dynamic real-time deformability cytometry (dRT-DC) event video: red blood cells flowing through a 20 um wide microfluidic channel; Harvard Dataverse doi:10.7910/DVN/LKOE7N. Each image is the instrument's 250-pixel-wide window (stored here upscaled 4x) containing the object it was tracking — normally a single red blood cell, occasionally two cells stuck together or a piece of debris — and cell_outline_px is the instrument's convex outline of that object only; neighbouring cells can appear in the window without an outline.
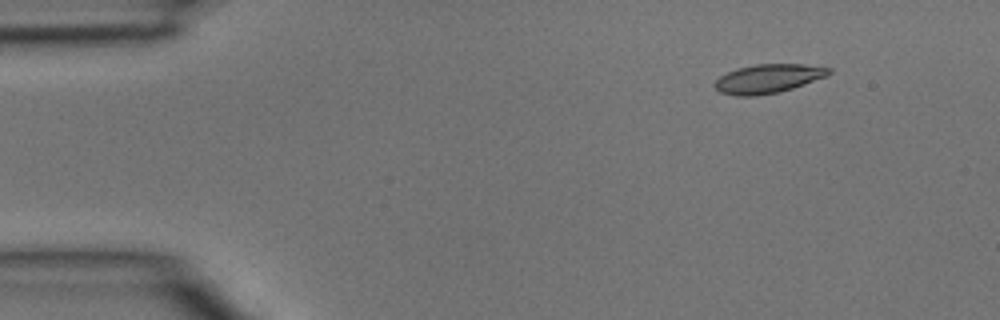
{"species": "common noctule bat (a hibernating species)", "species_latin": "Nyctalus noctula", "temperature_condition": "room temperature", "stored_images_in_passage": 41, "camera_frame_rate_fps": 3000, "um_per_image_px": 0.085, "animal": {"sex": "male", "body_mass_g": 15.6}, "frame": {"image": 1, "passage_image": 1, "time_ms": 0.0, "image_size_px": [1000, 320], "cell_outline_px": [[832, 72], [828, 76], [792, 88], [776, 92], [756, 96], [736, 96], [720, 92], [712, 84], [720, 76], [736, 68], [756, 64], [804, 64], [832, 68]], "centroid_in_image_um": [65.29, 6.68], "position_along_channel_um": 19.7, "area_um2": 19.25}}
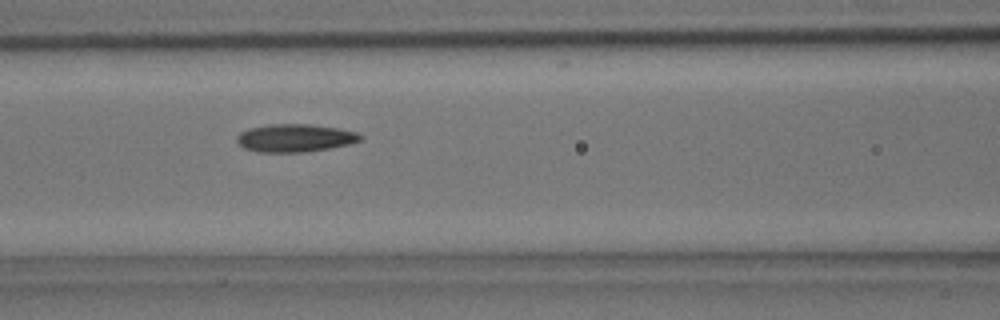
{"frame": {"image": 2, "passage_image": 15, "time_ms": 4.667, "image_size_px": [1000, 320], "cell_outline_px": [[364, 136], [360, 140], [348, 144], [332, 148], [304, 152], [260, 152], [244, 148], [236, 140], [236, 136], [240, 132], [248, 128], [272, 124], [308, 124], [336, 128], [356, 132]], "centroid_in_image_um": [25.06, 11.73], "position_along_channel_um": 141.5, "area_um2": 20.0}}
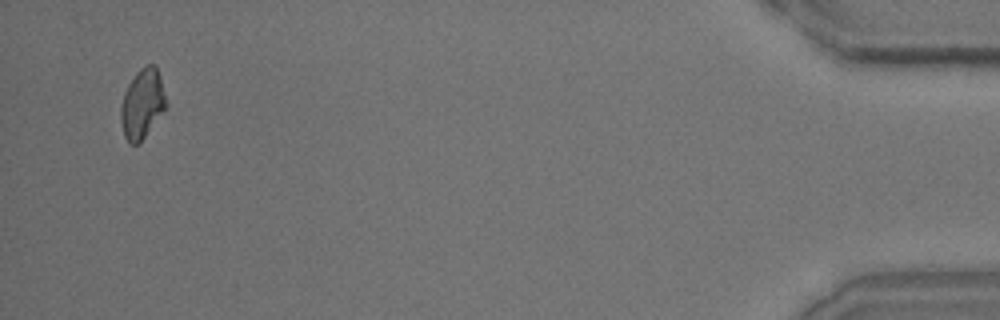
{"frame": {"image": 3, "passage_image": 40, "time_ms": 13.0, "image_size_px": [1000, 320], "cell_outline_px": [[168, 104], [144, 136], [136, 144], [132, 144], [124, 136], [120, 120], [120, 108], [124, 92], [128, 84], [136, 72], [144, 64], [156, 64], [160, 76]], "centroid_in_image_um": [12.09, 8.75], "position_along_channel_um": 423.1, "area_um2": 18.21}}